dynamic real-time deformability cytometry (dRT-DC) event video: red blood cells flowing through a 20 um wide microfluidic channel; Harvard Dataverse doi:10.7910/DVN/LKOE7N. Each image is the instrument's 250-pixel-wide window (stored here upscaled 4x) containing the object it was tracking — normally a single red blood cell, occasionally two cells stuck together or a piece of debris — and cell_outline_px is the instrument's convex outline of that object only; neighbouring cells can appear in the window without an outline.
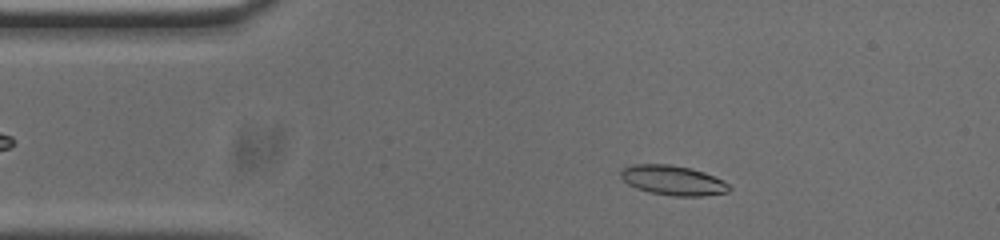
{"species": "common noctule bat (a hibernating species)", "species_latin": "Nyctalus noctula", "temperature_condition": "cold", "stored_images_in_passage": 47, "camera_frame_rate_fps": 3000, "um_per_image_px": 0.085, "animal": {"sex": "male", "body_mass_g": 20.0, "forearm_length_mm": 53.3}, "frame": {"image": 1, "passage_image": 3, "time_ms": 0.667, "image_size_px": [1000, 240], "cell_outline_px": [[732, 188], [728, 192], [700, 196], [672, 196], [652, 192], [636, 188], [628, 184], [620, 176], [620, 172], [624, 168], [632, 164], [668, 164], [692, 168], [704, 172], [724, 180]], "centroid_in_image_um": [57.22, 15.32], "position_along_channel_um": 27.8, "area_um2": 18.79}}
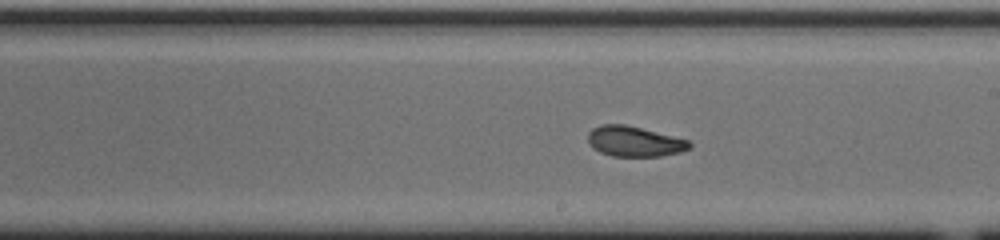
{"frame": {"image": 2, "passage_image": 23, "time_ms": 7.333, "image_size_px": [1000, 240], "cell_outline_px": [[692, 144], [688, 148], [680, 152], [660, 156], [612, 156], [600, 152], [592, 148], [588, 144], [588, 132], [592, 128], [600, 124], [624, 124], [688, 140]], "centroid_in_image_um": [53.86, 12.02], "position_along_channel_um": 235.1, "area_um2": 17.8}}
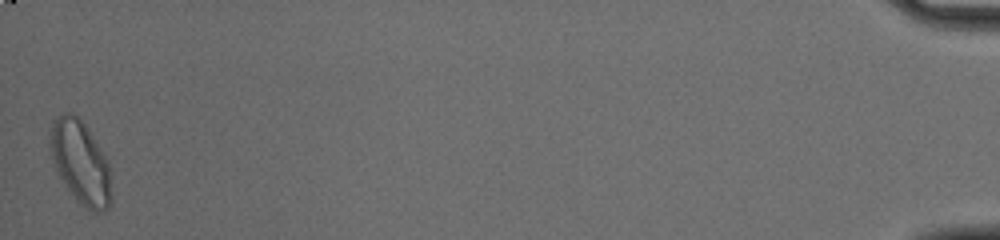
{"frame": {"image": 3, "passage_image": 47, "time_ms": 15.333, "image_size_px": [1000, 240], "cell_outline_px": [[112, 204], [108, 208], [100, 212], [92, 212], [80, 204], [68, 188], [60, 176], [56, 168], [52, 156], [52, 124], [64, 112], [72, 112], [80, 116], [104, 152], [108, 160], [112, 196]], "centroid_in_image_um": [6.92, 13.82], "position_along_channel_um": 428.3, "area_um2": 29.36}, "authors_computed_cell_mechanics": {"area_um2": 18.6116, "velocity_mm_per_s": 3.7483, "shape_relaxation_time_tau1_ms": null, "shape_relaxation_time_tau2_ms": 1.6557, "deformation_change_tau1": null, "deformation_change_tau2": 0.0669}}